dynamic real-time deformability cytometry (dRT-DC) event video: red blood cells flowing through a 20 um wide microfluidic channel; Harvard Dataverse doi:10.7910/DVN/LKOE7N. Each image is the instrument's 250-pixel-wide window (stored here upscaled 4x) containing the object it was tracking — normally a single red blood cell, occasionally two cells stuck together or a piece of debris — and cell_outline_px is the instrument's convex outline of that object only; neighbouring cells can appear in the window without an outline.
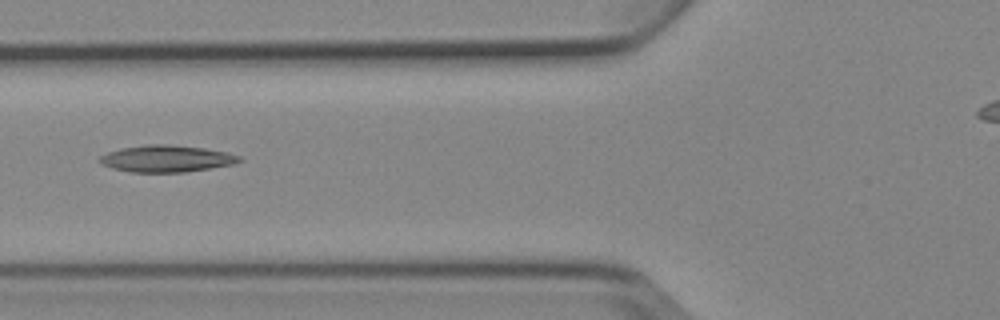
{"species": "Egyptian fruit bat (a non-hibernating species)", "species_latin": "Rousettus aegyptiacus", "temperature_condition": "cold", "stored_images_in_passage": 7, "camera_frame_rate_fps": 3000, "um_per_image_px": 0.085, "animal": {"sex": "female"}, "frame": {"image": 1, "passage_image": 4, "time_ms": 3.667, "image_size_px": [1000, 320], "cell_outline_px": [[244, 160], [232, 164], [184, 172], [132, 172], [112, 168], [100, 164], [96, 160], [100, 156], [108, 152], [120, 148], [148, 144], [168, 144], [204, 148], [224, 152], [240, 156]], "centroid_in_image_um": [14.09, 13.48], "position_along_channel_um": 111.7, "area_um2": 21.73}}
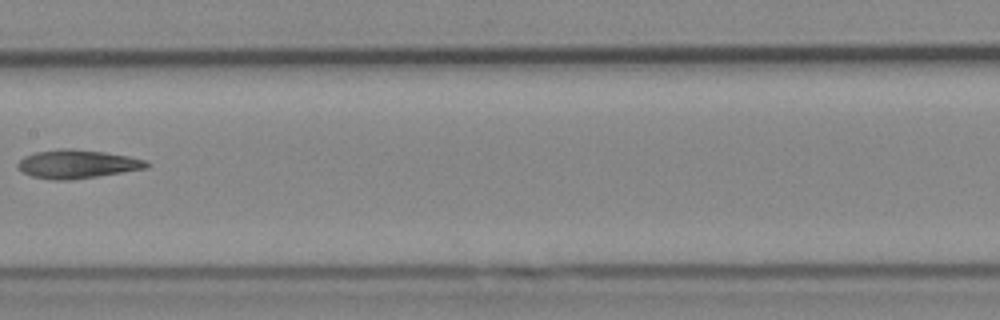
{"frame": {"image": 2, "passage_image": 6, "time_ms": 6.0, "image_size_px": [1000, 320], "cell_outline_px": [[148, 168], [72, 180], [52, 180], [32, 176], [24, 172], [16, 164], [24, 156], [36, 152], [60, 148], [72, 148], [104, 152], [128, 156], [148, 160]], "centroid_in_image_um": [6.58, 13.94], "position_along_channel_um": 200.8, "area_um2": 21.39}}
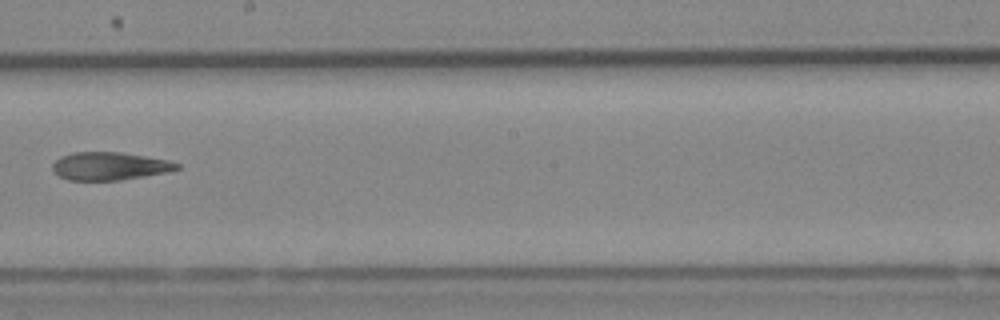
{"frame": {"image": 3, "passage_image": 7, "time_ms": 7.0, "image_size_px": [1000, 320], "cell_outline_px": [[180, 168], [168, 172], [120, 180], [68, 180], [60, 176], [52, 168], [52, 164], [60, 156], [72, 152], [120, 152], [168, 160], [180, 164]], "centroid_in_image_um": [9.31, 14.11], "position_along_channel_um": 238.9, "area_um2": 20.17}}